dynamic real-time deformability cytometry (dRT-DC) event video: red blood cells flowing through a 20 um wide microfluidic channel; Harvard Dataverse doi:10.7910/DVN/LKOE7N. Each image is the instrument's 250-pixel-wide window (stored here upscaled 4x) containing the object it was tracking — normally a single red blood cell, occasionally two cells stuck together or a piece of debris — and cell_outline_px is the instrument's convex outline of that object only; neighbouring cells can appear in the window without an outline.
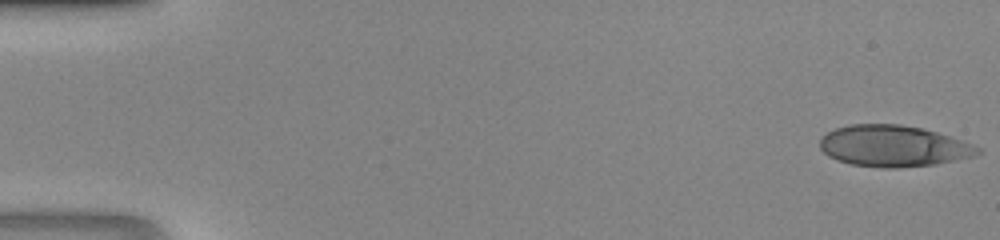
{"species": "human", "species_latin": "Homo sapiens", "temperature_condition": "room temperature", "stored_images_in_passage": 46, "camera_frame_rate_fps": 3000, "um_per_image_px": 0.085, "donor": {"sex": "male"}, "frame": {"image": 1, "passage_image": 1, "time_ms": 0.0, "image_size_px": [1000, 240], "cell_outline_px": [[980, 152], [976, 156], [936, 164], [896, 168], [884, 168], [852, 164], [836, 160], [828, 156], [820, 148], [820, 140], [828, 132], [836, 128], [848, 124], [900, 124], [924, 128], [972, 144], [980, 148]], "centroid_in_image_um": [75.93, 12.41], "position_along_channel_um": 9.1, "area_um2": 37.92}}
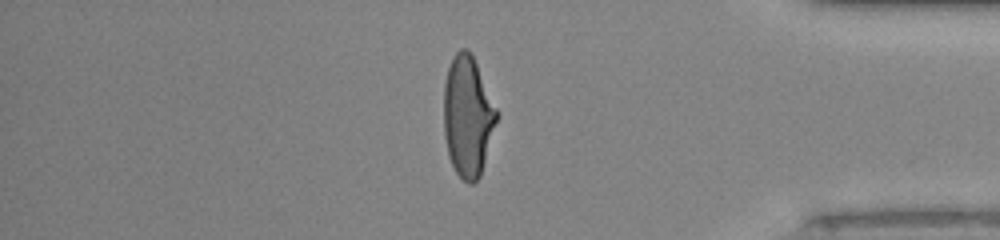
{"frame": {"image": 2, "passage_image": 39, "time_ms": 12.667, "image_size_px": [1000, 240], "cell_outline_px": [[500, 112], [480, 176], [472, 184], [468, 184], [456, 172], [448, 156], [444, 136], [444, 84], [448, 68], [456, 52], [460, 48], [468, 48]], "centroid_in_image_um": [39.77, 9.89], "position_along_channel_um": 395.4, "area_um2": 37.28}}
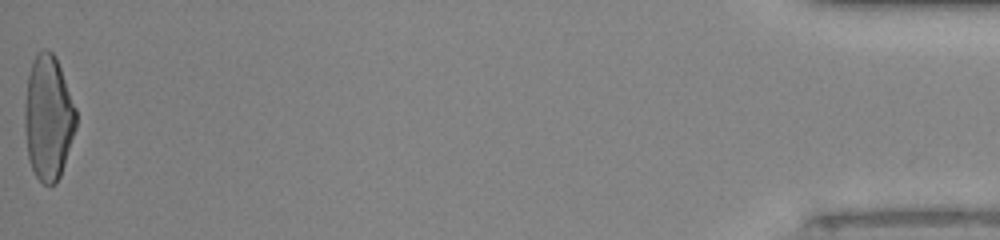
{"frame": {"image": 3, "passage_image": 46, "time_ms": 15.0, "image_size_px": [1000, 240], "cell_outline_px": [[76, 128], [60, 176], [56, 184], [44, 184], [36, 176], [28, 160], [24, 128], [24, 104], [28, 76], [32, 60], [36, 52], [40, 48], [48, 48], [52, 52], [60, 68], [76, 108]], "centroid_in_image_um": [4.08, 9.99], "position_along_channel_um": 431.1, "area_um2": 37.51}}